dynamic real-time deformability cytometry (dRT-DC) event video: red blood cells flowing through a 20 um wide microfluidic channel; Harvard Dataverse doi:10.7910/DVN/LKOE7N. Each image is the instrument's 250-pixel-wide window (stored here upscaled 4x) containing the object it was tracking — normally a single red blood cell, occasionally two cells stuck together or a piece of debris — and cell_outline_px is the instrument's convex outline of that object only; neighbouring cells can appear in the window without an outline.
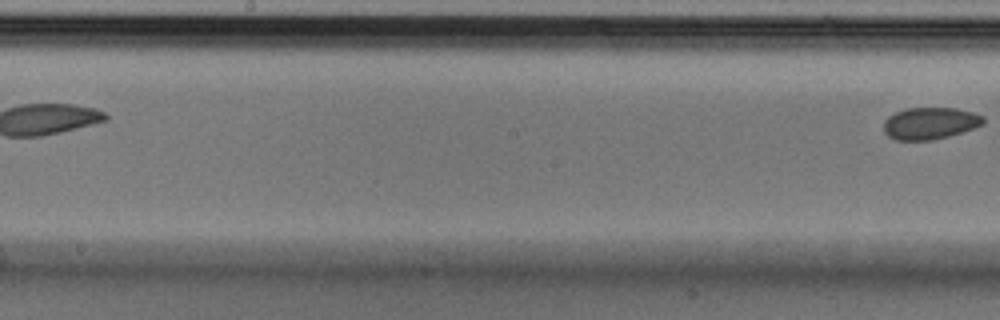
{"species": "Egyptian fruit bat (a non-hibernating species)", "species_latin": "Rousettus aegyptiacus", "temperature_condition": "cold", "stored_images_in_passage": 8, "segment_of_instrument_passage": [2, 2], "camera_frame_rate_fps": 3000, "um_per_image_px": 0.085, "animal": {"sex": "male"}, "frame": {"image": 1, "passage_image": 8, "time_ms": 2.333, "image_size_px": [1000, 320], "cell_outline_px": [[984, 124], [948, 136], [932, 140], [896, 140], [888, 136], [884, 132], [884, 120], [888, 116], [896, 112], [908, 108], [956, 108], [972, 112], [984, 116]], "centroid_in_image_um": [79.03, 10.47], "position_along_channel_um": 169.2, "area_um2": 18.44}}